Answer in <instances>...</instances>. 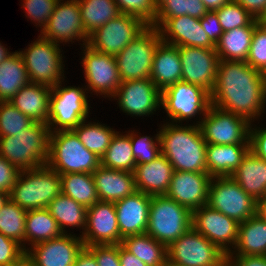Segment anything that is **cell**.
Instances as JSON below:
<instances>
[{
	"label": "cell",
	"instance_id": "48",
	"mask_svg": "<svg viewBox=\"0 0 266 266\" xmlns=\"http://www.w3.org/2000/svg\"><path fill=\"white\" fill-rule=\"evenodd\" d=\"M86 248L95 256L98 266H121L119 244L90 245Z\"/></svg>",
	"mask_w": 266,
	"mask_h": 266
},
{
	"label": "cell",
	"instance_id": "66",
	"mask_svg": "<svg viewBox=\"0 0 266 266\" xmlns=\"http://www.w3.org/2000/svg\"><path fill=\"white\" fill-rule=\"evenodd\" d=\"M165 266H176V265L170 264V263L167 262V264Z\"/></svg>",
	"mask_w": 266,
	"mask_h": 266
},
{
	"label": "cell",
	"instance_id": "43",
	"mask_svg": "<svg viewBox=\"0 0 266 266\" xmlns=\"http://www.w3.org/2000/svg\"><path fill=\"white\" fill-rule=\"evenodd\" d=\"M215 12L223 32L249 26L256 20L240 4L232 0Z\"/></svg>",
	"mask_w": 266,
	"mask_h": 266
},
{
	"label": "cell",
	"instance_id": "16",
	"mask_svg": "<svg viewBox=\"0 0 266 266\" xmlns=\"http://www.w3.org/2000/svg\"><path fill=\"white\" fill-rule=\"evenodd\" d=\"M238 226L239 223L235 220L208 205L192 212V227L214 243L227 256L231 254L228 245L232 243L234 246L237 243Z\"/></svg>",
	"mask_w": 266,
	"mask_h": 266
},
{
	"label": "cell",
	"instance_id": "32",
	"mask_svg": "<svg viewBox=\"0 0 266 266\" xmlns=\"http://www.w3.org/2000/svg\"><path fill=\"white\" fill-rule=\"evenodd\" d=\"M236 256L266 255V220L257 213L238 226Z\"/></svg>",
	"mask_w": 266,
	"mask_h": 266
},
{
	"label": "cell",
	"instance_id": "64",
	"mask_svg": "<svg viewBox=\"0 0 266 266\" xmlns=\"http://www.w3.org/2000/svg\"><path fill=\"white\" fill-rule=\"evenodd\" d=\"M157 8L159 9L167 0H155Z\"/></svg>",
	"mask_w": 266,
	"mask_h": 266
},
{
	"label": "cell",
	"instance_id": "19",
	"mask_svg": "<svg viewBox=\"0 0 266 266\" xmlns=\"http://www.w3.org/2000/svg\"><path fill=\"white\" fill-rule=\"evenodd\" d=\"M84 51L82 66L90 90L114 97L122 82L115 56L98 52L87 44Z\"/></svg>",
	"mask_w": 266,
	"mask_h": 266
},
{
	"label": "cell",
	"instance_id": "57",
	"mask_svg": "<svg viewBox=\"0 0 266 266\" xmlns=\"http://www.w3.org/2000/svg\"><path fill=\"white\" fill-rule=\"evenodd\" d=\"M207 12L202 0H186V15L201 19Z\"/></svg>",
	"mask_w": 266,
	"mask_h": 266
},
{
	"label": "cell",
	"instance_id": "36",
	"mask_svg": "<svg viewBox=\"0 0 266 266\" xmlns=\"http://www.w3.org/2000/svg\"><path fill=\"white\" fill-rule=\"evenodd\" d=\"M61 193L69 196L86 208L99 201L93 174L68 173L60 174Z\"/></svg>",
	"mask_w": 266,
	"mask_h": 266
},
{
	"label": "cell",
	"instance_id": "21",
	"mask_svg": "<svg viewBox=\"0 0 266 266\" xmlns=\"http://www.w3.org/2000/svg\"><path fill=\"white\" fill-rule=\"evenodd\" d=\"M211 178L208 172L174 171L165 195L193 212L207 205Z\"/></svg>",
	"mask_w": 266,
	"mask_h": 266
},
{
	"label": "cell",
	"instance_id": "14",
	"mask_svg": "<svg viewBox=\"0 0 266 266\" xmlns=\"http://www.w3.org/2000/svg\"><path fill=\"white\" fill-rule=\"evenodd\" d=\"M146 27L140 19L120 14L91 33L87 45L98 52L116 56Z\"/></svg>",
	"mask_w": 266,
	"mask_h": 266
},
{
	"label": "cell",
	"instance_id": "20",
	"mask_svg": "<svg viewBox=\"0 0 266 266\" xmlns=\"http://www.w3.org/2000/svg\"><path fill=\"white\" fill-rule=\"evenodd\" d=\"M114 96L122 111L132 116H147L161 105V91L150 78L123 81Z\"/></svg>",
	"mask_w": 266,
	"mask_h": 266
},
{
	"label": "cell",
	"instance_id": "28",
	"mask_svg": "<svg viewBox=\"0 0 266 266\" xmlns=\"http://www.w3.org/2000/svg\"><path fill=\"white\" fill-rule=\"evenodd\" d=\"M182 65L179 48L162 42L154 55L150 79L162 92L181 81Z\"/></svg>",
	"mask_w": 266,
	"mask_h": 266
},
{
	"label": "cell",
	"instance_id": "38",
	"mask_svg": "<svg viewBox=\"0 0 266 266\" xmlns=\"http://www.w3.org/2000/svg\"><path fill=\"white\" fill-rule=\"evenodd\" d=\"M47 209L57 221L63 234L66 226L86 228L87 208L63 193L53 199Z\"/></svg>",
	"mask_w": 266,
	"mask_h": 266
},
{
	"label": "cell",
	"instance_id": "9",
	"mask_svg": "<svg viewBox=\"0 0 266 266\" xmlns=\"http://www.w3.org/2000/svg\"><path fill=\"white\" fill-rule=\"evenodd\" d=\"M207 205L239 224L257 213V201L231 176L211 178Z\"/></svg>",
	"mask_w": 266,
	"mask_h": 266
},
{
	"label": "cell",
	"instance_id": "37",
	"mask_svg": "<svg viewBox=\"0 0 266 266\" xmlns=\"http://www.w3.org/2000/svg\"><path fill=\"white\" fill-rule=\"evenodd\" d=\"M81 20L88 35L121 12L114 0H78Z\"/></svg>",
	"mask_w": 266,
	"mask_h": 266
},
{
	"label": "cell",
	"instance_id": "49",
	"mask_svg": "<svg viewBox=\"0 0 266 266\" xmlns=\"http://www.w3.org/2000/svg\"><path fill=\"white\" fill-rule=\"evenodd\" d=\"M23 244L0 233V266H8L26 252Z\"/></svg>",
	"mask_w": 266,
	"mask_h": 266
},
{
	"label": "cell",
	"instance_id": "58",
	"mask_svg": "<svg viewBox=\"0 0 266 266\" xmlns=\"http://www.w3.org/2000/svg\"><path fill=\"white\" fill-rule=\"evenodd\" d=\"M73 266H98L95 256L84 247L78 254Z\"/></svg>",
	"mask_w": 266,
	"mask_h": 266
},
{
	"label": "cell",
	"instance_id": "10",
	"mask_svg": "<svg viewBox=\"0 0 266 266\" xmlns=\"http://www.w3.org/2000/svg\"><path fill=\"white\" fill-rule=\"evenodd\" d=\"M198 125L207 144H250L251 122L213 105Z\"/></svg>",
	"mask_w": 266,
	"mask_h": 266
},
{
	"label": "cell",
	"instance_id": "55",
	"mask_svg": "<svg viewBox=\"0 0 266 266\" xmlns=\"http://www.w3.org/2000/svg\"><path fill=\"white\" fill-rule=\"evenodd\" d=\"M254 19L260 20L266 12V0H236Z\"/></svg>",
	"mask_w": 266,
	"mask_h": 266
},
{
	"label": "cell",
	"instance_id": "53",
	"mask_svg": "<svg viewBox=\"0 0 266 266\" xmlns=\"http://www.w3.org/2000/svg\"><path fill=\"white\" fill-rule=\"evenodd\" d=\"M250 127V151L257 157L266 160V129Z\"/></svg>",
	"mask_w": 266,
	"mask_h": 266
},
{
	"label": "cell",
	"instance_id": "59",
	"mask_svg": "<svg viewBox=\"0 0 266 266\" xmlns=\"http://www.w3.org/2000/svg\"><path fill=\"white\" fill-rule=\"evenodd\" d=\"M8 266H36L33 258L27 253H23L15 262Z\"/></svg>",
	"mask_w": 266,
	"mask_h": 266
},
{
	"label": "cell",
	"instance_id": "7",
	"mask_svg": "<svg viewBox=\"0 0 266 266\" xmlns=\"http://www.w3.org/2000/svg\"><path fill=\"white\" fill-rule=\"evenodd\" d=\"M161 43V33L154 26H147L137 35L115 56L121 81L150 78L154 55Z\"/></svg>",
	"mask_w": 266,
	"mask_h": 266
},
{
	"label": "cell",
	"instance_id": "50",
	"mask_svg": "<svg viewBox=\"0 0 266 266\" xmlns=\"http://www.w3.org/2000/svg\"><path fill=\"white\" fill-rule=\"evenodd\" d=\"M186 15V0H167L159 9L154 27L158 28L167 18Z\"/></svg>",
	"mask_w": 266,
	"mask_h": 266
},
{
	"label": "cell",
	"instance_id": "60",
	"mask_svg": "<svg viewBox=\"0 0 266 266\" xmlns=\"http://www.w3.org/2000/svg\"><path fill=\"white\" fill-rule=\"evenodd\" d=\"M231 0H202L207 11H215L226 5Z\"/></svg>",
	"mask_w": 266,
	"mask_h": 266
},
{
	"label": "cell",
	"instance_id": "2",
	"mask_svg": "<svg viewBox=\"0 0 266 266\" xmlns=\"http://www.w3.org/2000/svg\"><path fill=\"white\" fill-rule=\"evenodd\" d=\"M156 135L161 154L173 166L174 171L207 172L206 141L199 125L180 127L167 124Z\"/></svg>",
	"mask_w": 266,
	"mask_h": 266
},
{
	"label": "cell",
	"instance_id": "27",
	"mask_svg": "<svg viewBox=\"0 0 266 266\" xmlns=\"http://www.w3.org/2000/svg\"><path fill=\"white\" fill-rule=\"evenodd\" d=\"M52 88L43 84L28 83L9 101L34 122L47 123L50 115Z\"/></svg>",
	"mask_w": 266,
	"mask_h": 266
},
{
	"label": "cell",
	"instance_id": "47",
	"mask_svg": "<svg viewBox=\"0 0 266 266\" xmlns=\"http://www.w3.org/2000/svg\"><path fill=\"white\" fill-rule=\"evenodd\" d=\"M58 1L59 0H24L23 6L29 18L31 20L34 19L33 21L35 22L38 21L37 23L44 29Z\"/></svg>",
	"mask_w": 266,
	"mask_h": 266
},
{
	"label": "cell",
	"instance_id": "17",
	"mask_svg": "<svg viewBox=\"0 0 266 266\" xmlns=\"http://www.w3.org/2000/svg\"><path fill=\"white\" fill-rule=\"evenodd\" d=\"M85 232L82 240L85 247L90 245L121 244L114 202L98 201L87 208Z\"/></svg>",
	"mask_w": 266,
	"mask_h": 266
},
{
	"label": "cell",
	"instance_id": "8",
	"mask_svg": "<svg viewBox=\"0 0 266 266\" xmlns=\"http://www.w3.org/2000/svg\"><path fill=\"white\" fill-rule=\"evenodd\" d=\"M167 262L176 266H227V255L191 227L167 246Z\"/></svg>",
	"mask_w": 266,
	"mask_h": 266
},
{
	"label": "cell",
	"instance_id": "42",
	"mask_svg": "<svg viewBox=\"0 0 266 266\" xmlns=\"http://www.w3.org/2000/svg\"><path fill=\"white\" fill-rule=\"evenodd\" d=\"M34 121L20 112L9 101H0V137L15 136Z\"/></svg>",
	"mask_w": 266,
	"mask_h": 266
},
{
	"label": "cell",
	"instance_id": "41",
	"mask_svg": "<svg viewBox=\"0 0 266 266\" xmlns=\"http://www.w3.org/2000/svg\"><path fill=\"white\" fill-rule=\"evenodd\" d=\"M27 211L10 199L0 209V233L22 244Z\"/></svg>",
	"mask_w": 266,
	"mask_h": 266
},
{
	"label": "cell",
	"instance_id": "44",
	"mask_svg": "<svg viewBox=\"0 0 266 266\" xmlns=\"http://www.w3.org/2000/svg\"><path fill=\"white\" fill-rule=\"evenodd\" d=\"M121 14L140 19L147 26H154L158 8L155 0H114Z\"/></svg>",
	"mask_w": 266,
	"mask_h": 266
},
{
	"label": "cell",
	"instance_id": "29",
	"mask_svg": "<svg viewBox=\"0 0 266 266\" xmlns=\"http://www.w3.org/2000/svg\"><path fill=\"white\" fill-rule=\"evenodd\" d=\"M250 150V144H206L207 172L213 177L232 176Z\"/></svg>",
	"mask_w": 266,
	"mask_h": 266
},
{
	"label": "cell",
	"instance_id": "54",
	"mask_svg": "<svg viewBox=\"0 0 266 266\" xmlns=\"http://www.w3.org/2000/svg\"><path fill=\"white\" fill-rule=\"evenodd\" d=\"M231 253L227 256V266H266V255H243L235 258L233 252Z\"/></svg>",
	"mask_w": 266,
	"mask_h": 266
},
{
	"label": "cell",
	"instance_id": "26",
	"mask_svg": "<svg viewBox=\"0 0 266 266\" xmlns=\"http://www.w3.org/2000/svg\"><path fill=\"white\" fill-rule=\"evenodd\" d=\"M92 174L99 201L115 203L137 191L134 172L109 169L100 165Z\"/></svg>",
	"mask_w": 266,
	"mask_h": 266
},
{
	"label": "cell",
	"instance_id": "30",
	"mask_svg": "<svg viewBox=\"0 0 266 266\" xmlns=\"http://www.w3.org/2000/svg\"><path fill=\"white\" fill-rule=\"evenodd\" d=\"M255 201L266 195V160L248 151L231 176Z\"/></svg>",
	"mask_w": 266,
	"mask_h": 266
},
{
	"label": "cell",
	"instance_id": "62",
	"mask_svg": "<svg viewBox=\"0 0 266 266\" xmlns=\"http://www.w3.org/2000/svg\"><path fill=\"white\" fill-rule=\"evenodd\" d=\"M7 51V48L5 49V47L0 44V64L6 59L8 58L11 53Z\"/></svg>",
	"mask_w": 266,
	"mask_h": 266
},
{
	"label": "cell",
	"instance_id": "11",
	"mask_svg": "<svg viewBox=\"0 0 266 266\" xmlns=\"http://www.w3.org/2000/svg\"><path fill=\"white\" fill-rule=\"evenodd\" d=\"M58 45L41 37L29 45L26 51H19L31 83L43 84L51 88L61 83V74L64 70Z\"/></svg>",
	"mask_w": 266,
	"mask_h": 266
},
{
	"label": "cell",
	"instance_id": "23",
	"mask_svg": "<svg viewBox=\"0 0 266 266\" xmlns=\"http://www.w3.org/2000/svg\"><path fill=\"white\" fill-rule=\"evenodd\" d=\"M161 25L158 29L161 33V40L164 43L177 47L215 48L198 18L189 15L177 16L167 18ZM168 36L172 38L169 39Z\"/></svg>",
	"mask_w": 266,
	"mask_h": 266
},
{
	"label": "cell",
	"instance_id": "45",
	"mask_svg": "<svg viewBox=\"0 0 266 266\" xmlns=\"http://www.w3.org/2000/svg\"><path fill=\"white\" fill-rule=\"evenodd\" d=\"M246 63L262 73H266V25L255 26Z\"/></svg>",
	"mask_w": 266,
	"mask_h": 266
},
{
	"label": "cell",
	"instance_id": "35",
	"mask_svg": "<svg viewBox=\"0 0 266 266\" xmlns=\"http://www.w3.org/2000/svg\"><path fill=\"white\" fill-rule=\"evenodd\" d=\"M63 235L57 221L47 208L28 210L26 213L25 241L31 246Z\"/></svg>",
	"mask_w": 266,
	"mask_h": 266
},
{
	"label": "cell",
	"instance_id": "3",
	"mask_svg": "<svg viewBox=\"0 0 266 266\" xmlns=\"http://www.w3.org/2000/svg\"><path fill=\"white\" fill-rule=\"evenodd\" d=\"M50 129L47 123L34 122L15 136L0 137V156L19 171L46 165Z\"/></svg>",
	"mask_w": 266,
	"mask_h": 266
},
{
	"label": "cell",
	"instance_id": "6",
	"mask_svg": "<svg viewBox=\"0 0 266 266\" xmlns=\"http://www.w3.org/2000/svg\"><path fill=\"white\" fill-rule=\"evenodd\" d=\"M192 227V212L166 195L151 196L146 234L168 246Z\"/></svg>",
	"mask_w": 266,
	"mask_h": 266
},
{
	"label": "cell",
	"instance_id": "5",
	"mask_svg": "<svg viewBox=\"0 0 266 266\" xmlns=\"http://www.w3.org/2000/svg\"><path fill=\"white\" fill-rule=\"evenodd\" d=\"M46 165L59 174H92L100 166V159L80 142L73 130H62L50 133Z\"/></svg>",
	"mask_w": 266,
	"mask_h": 266
},
{
	"label": "cell",
	"instance_id": "25",
	"mask_svg": "<svg viewBox=\"0 0 266 266\" xmlns=\"http://www.w3.org/2000/svg\"><path fill=\"white\" fill-rule=\"evenodd\" d=\"M173 172V166L162 154L149 163L136 165L134 170L136 189L151 196L165 195Z\"/></svg>",
	"mask_w": 266,
	"mask_h": 266
},
{
	"label": "cell",
	"instance_id": "31",
	"mask_svg": "<svg viewBox=\"0 0 266 266\" xmlns=\"http://www.w3.org/2000/svg\"><path fill=\"white\" fill-rule=\"evenodd\" d=\"M259 20L251 25L223 32L215 45L219 60L245 61L248 57L252 35Z\"/></svg>",
	"mask_w": 266,
	"mask_h": 266
},
{
	"label": "cell",
	"instance_id": "39",
	"mask_svg": "<svg viewBox=\"0 0 266 266\" xmlns=\"http://www.w3.org/2000/svg\"><path fill=\"white\" fill-rule=\"evenodd\" d=\"M100 165L109 169L134 172L136 161L130 140V134L115 133L105 154L100 159Z\"/></svg>",
	"mask_w": 266,
	"mask_h": 266
},
{
	"label": "cell",
	"instance_id": "4",
	"mask_svg": "<svg viewBox=\"0 0 266 266\" xmlns=\"http://www.w3.org/2000/svg\"><path fill=\"white\" fill-rule=\"evenodd\" d=\"M60 193V174L44 165L20 171L9 193V199L28 211L47 208Z\"/></svg>",
	"mask_w": 266,
	"mask_h": 266
},
{
	"label": "cell",
	"instance_id": "65",
	"mask_svg": "<svg viewBox=\"0 0 266 266\" xmlns=\"http://www.w3.org/2000/svg\"><path fill=\"white\" fill-rule=\"evenodd\" d=\"M260 23L266 25V12L265 14L263 15V17L259 20Z\"/></svg>",
	"mask_w": 266,
	"mask_h": 266
},
{
	"label": "cell",
	"instance_id": "13",
	"mask_svg": "<svg viewBox=\"0 0 266 266\" xmlns=\"http://www.w3.org/2000/svg\"><path fill=\"white\" fill-rule=\"evenodd\" d=\"M161 105L176 122L192 118L199 112L204 116L211 105L210 93L201 86L181 80L161 92Z\"/></svg>",
	"mask_w": 266,
	"mask_h": 266
},
{
	"label": "cell",
	"instance_id": "61",
	"mask_svg": "<svg viewBox=\"0 0 266 266\" xmlns=\"http://www.w3.org/2000/svg\"><path fill=\"white\" fill-rule=\"evenodd\" d=\"M257 214L266 220V196L257 202Z\"/></svg>",
	"mask_w": 266,
	"mask_h": 266
},
{
	"label": "cell",
	"instance_id": "40",
	"mask_svg": "<svg viewBox=\"0 0 266 266\" xmlns=\"http://www.w3.org/2000/svg\"><path fill=\"white\" fill-rule=\"evenodd\" d=\"M83 120L73 131L78 136L80 142L99 159L105 154L115 131L107 126L98 123L85 124Z\"/></svg>",
	"mask_w": 266,
	"mask_h": 266
},
{
	"label": "cell",
	"instance_id": "33",
	"mask_svg": "<svg viewBox=\"0 0 266 266\" xmlns=\"http://www.w3.org/2000/svg\"><path fill=\"white\" fill-rule=\"evenodd\" d=\"M30 83L24 60L14 52L0 64V101H10L25 85Z\"/></svg>",
	"mask_w": 266,
	"mask_h": 266
},
{
	"label": "cell",
	"instance_id": "34",
	"mask_svg": "<svg viewBox=\"0 0 266 266\" xmlns=\"http://www.w3.org/2000/svg\"><path fill=\"white\" fill-rule=\"evenodd\" d=\"M121 245L147 266H165L167 264V246L146 233L124 237Z\"/></svg>",
	"mask_w": 266,
	"mask_h": 266
},
{
	"label": "cell",
	"instance_id": "22",
	"mask_svg": "<svg viewBox=\"0 0 266 266\" xmlns=\"http://www.w3.org/2000/svg\"><path fill=\"white\" fill-rule=\"evenodd\" d=\"M27 249L36 266H73L78 254L85 247L81 237L67 235L43 241Z\"/></svg>",
	"mask_w": 266,
	"mask_h": 266
},
{
	"label": "cell",
	"instance_id": "52",
	"mask_svg": "<svg viewBox=\"0 0 266 266\" xmlns=\"http://www.w3.org/2000/svg\"><path fill=\"white\" fill-rule=\"evenodd\" d=\"M19 172L14 165L0 156V190L10 193Z\"/></svg>",
	"mask_w": 266,
	"mask_h": 266
},
{
	"label": "cell",
	"instance_id": "12",
	"mask_svg": "<svg viewBox=\"0 0 266 266\" xmlns=\"http://www.w3.org/2000/svg\"><path fill=\"white\" fill-rule=\"evenodd\" d=\"M87 96L84 89L79 87H61L57 84L52 87L50 95V115L48 126L50 132L73 130L89 113ZM59 125V128L51 126ZM54 129V131H52Z\"/></svg>",
	"mask_w": 266,
	"mask_h": 266
},
{
	"label": "cell",
	"instance_id": "46",
	"mask_svg": "<svg viewBox=\"0 0 266 266\" xmlns=\"http://www.w3.org/2000/svg\"><path fill=\"white\" fill-rule=\"evenodd\" d=\"M133 132L130 134L133 155L136 165L149 163L161 155V147H158L154 140L148 136L139 137L138 139Z\"/></svg>",
	"mask_w": 266,
	"mask_h": 266
},
{
	"label": "cell",
	"instance_id": "18",
	"mask_svg": "<svg viewBox=\"0 0 266 266\" xmlns=\"http://www.w3.org/2000/svg\"><path fill=\"white\" fill-rule=\"evenodd\" d=\"M55 6L53 14L50 16L47 25L41 30V37L51 40L57 44L59 41L83 39L87 44L89 35L86 33L79 8L78 0H68Z\"/></svg>",
	"mask_w": 266,
	"mask_h": 266
},
{
	"label": "cell",
	"instance_id": "1",
	"mask_svg": "<svg viewBox=\"0 0 266 266\" xmlns=\"http://www.w3.org/2000/svg\"><path fill=\"white\" fill-rule=\"evenodd\" d=\"M210 99L211 105L251 122L264 109L265 74L245 61L220 60Z\"/></svg>",
	"mask_w": 266,
	"mask_h": 266
},
{
	"label": "cell",
	"instance_id": "63",
	"mask_svg": "<svg viewBox=\"0 0 266 266\" xmlns=\"http://www.w3.org/2000/svg\"><path fill=\"white\" fill-rule=\"evenodd\" d=\"M9 200V193L0 190V209Z\"/></svg>",
	"mask_w": 266,
	"mask_h": 266
},
{
	"label": "cell",
	"instance_id": "51",
	"mask_svg": "<svg viewBox=\"0 0 266 266\" xmlns=\"http://www.w3.org/2000/svg\"><path fill=\"white\" fill-rule=\"evenodd\" d=\"M200 24L209 40L216 45L223 34L219 18L215 11H208L201 19Z\"/></svg>",
	"mask_w": 266,
	"mask_h": 266
},
{
	"label": "cell",
	"instance_id": "15",
	"mask_svg": "<svg viewBox=\"0 0 266 266\" xmlns=\"http://www.w3.org/2000/svg\"><path fill=\"white\" fill-rule=\"evenodd\" d=\"M184 82L203 87L210 94L216 83L219 57L215 48L178 47Z\"/></svg>",
	"mask_w": 266,
	"mask_h": 266
},
{
	"label": "cell",
	"instance_id": "56",
	"mask_svg": "<svg viewBox=\"0 0 266 266\" xmlns=\"http://www.w3.org/2000/svg\"><path fill=\"white\" fill-rule=\"evenodd\" d=\"M119 261L121 266H147L146 263L127 251L121 244H119Z\"/></svg>",
	"mask_w": 266,
	"mask_h": 266
},
{
	"label": "cell",
	"instance_id": "24",
	"mask_svg": "<svg viewBox=\"0 0 266 266\" xmlns=\"http://www.w3.org/2000/svg\"><path fill=\"white\" fill-rule=\"evenodd\" d=\"M150 202L151 195L137 190L114 203L122 238L146 233Z\"/></svg>",
	"mask_w": 266,
	"mask_h": 266
}]
</instances>
